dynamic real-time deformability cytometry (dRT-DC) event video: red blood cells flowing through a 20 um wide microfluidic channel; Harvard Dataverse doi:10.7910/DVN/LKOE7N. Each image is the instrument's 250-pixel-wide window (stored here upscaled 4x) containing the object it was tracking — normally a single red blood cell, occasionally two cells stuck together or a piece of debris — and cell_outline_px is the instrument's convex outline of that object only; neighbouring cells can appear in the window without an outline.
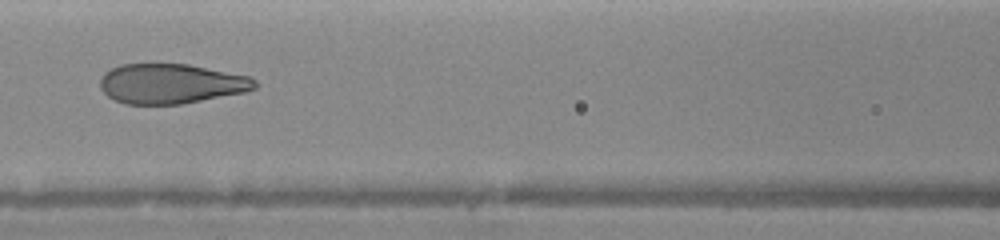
{"species": "human", "species_latin": "Homo sapiens", "temperature_condition": "warm", "stored_images_in_passage": 10, "camera_frame_rate_fps": 3000, "um_per_image_px": 0.085, "donor": {"sex": "female"}, "frame": {"image": 1, "passage_image": 9, "time_ms": 6.333, "image_size_px": [1000, 240], "cell_outline_px": [[256, 88], [244, 92], [180, 104], [124, 104], [108, 96], [100, 88], [100, 80], [104, 72], [120, 64], [188, 64], [252, 76], [256, 80]], "centroid_in_image_um": [14.54, 7.1], "position_along_channel_um": 152.1, "area_um2": 35.95}}
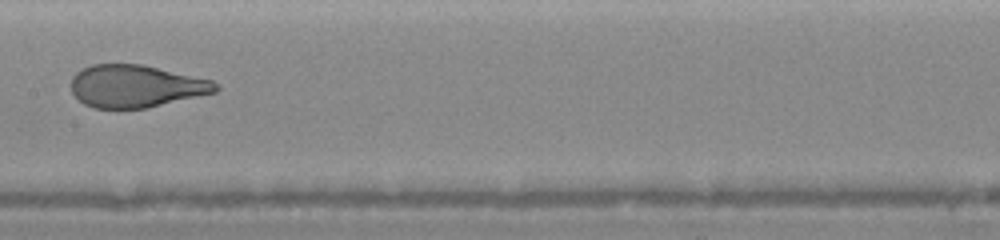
{"frame": {"image": 2, "passage_image": 10, "time_ms": 7.333, "image_size_px": [1000, 240], "cell_outline_px": [[220, 88], [216, 92], [148, 108], [96, 108], [84, 104], [72, 92], [72, 76], [76, 72], [92, 64], [140, 64], [212, 80]], "centroid_in_image_um": [11.55, 7.33], "position_along_channel_um": 195.8, "area_um2": 35.49}}